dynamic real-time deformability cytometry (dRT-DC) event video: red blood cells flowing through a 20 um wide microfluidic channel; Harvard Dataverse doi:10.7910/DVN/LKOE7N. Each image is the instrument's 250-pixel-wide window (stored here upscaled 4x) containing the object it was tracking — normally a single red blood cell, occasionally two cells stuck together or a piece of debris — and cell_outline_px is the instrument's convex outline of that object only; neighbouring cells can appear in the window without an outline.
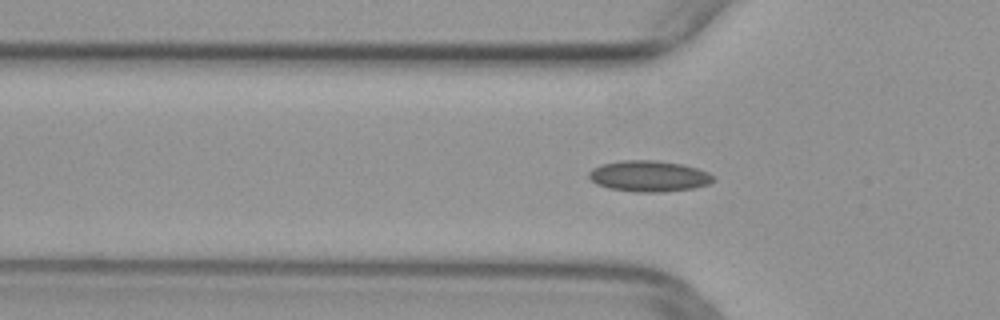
{"species": "common noctule bat (a hibernating species)", "species_latin": "Nyctalus noctula", "temperature_condition": "warm", "stored_images_in_passage": 28, "camera_frame_rate_fps": 3000, "um_per_image_px": 0.085, "animal": {"sex": "female", "body_mass_g": 29.2, "forearm_length_mm": 56.3}, "frame": {"image": 1, "passage_image": 2, "time_ms": 0.333, "image_size_px": [1000, 320], "cell_outline_px": [[716, 180], [708, 184], [696, 188], [664, 192], [636, 192], [608, 188], [596, 184], [588, 176], [588, 172], [592, 168], [600, 164], [620, 160], [656, 160], [680, 164], [696, 168], [708, 172]], "centroid_in_image_um": [55.14, 14.97], "position_along_channel_um": 70.7, "area_um2": 22.66}}
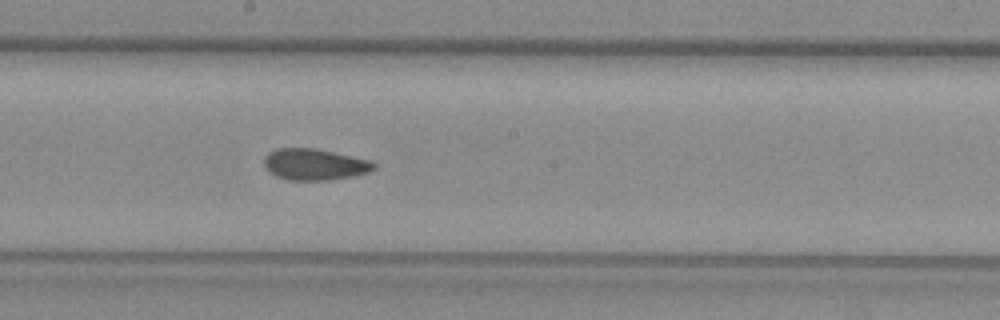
{"frame": {"image": 2, "passage_image": 13, "time_ms": 4.0, "image_size_px": [1000, 320], "cell_outline_px": [[376, 168], [368, 172], [352, 176], [328, 180], [288, 180], [276, 176], [268, 172], [264, 168], [264, 156], [268, 152], [276, 148], [316, 148], [372, 160], [376, 164]], "centroid_in_image_um": [26.72, 13.97], "position_along_channel_um": 221.5, "area_um2": 20.35}}
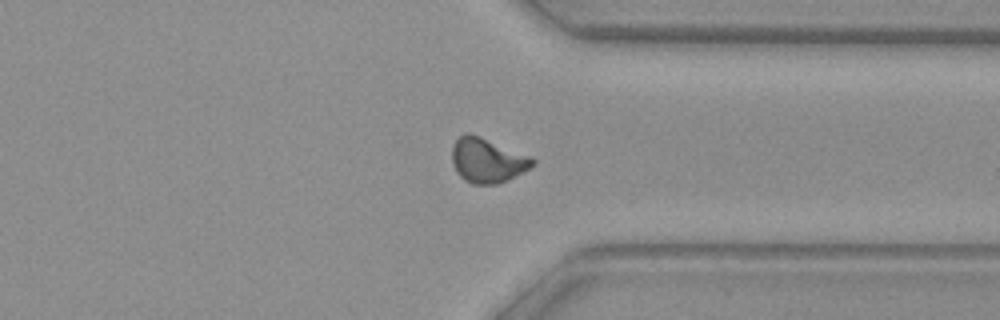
{"frame": {"image": 3, "passage_image": 24, "time_ms": 7.667, "image_size_px": [1000, 320], "cell_outline_px": [[536, 164], [508, 180], [496, 184], [472, 184], [464, 180], [456, 172], [452, 164], [452, 144], [464, 132], [468, 132], [480, 136], [532, 156], [536, 160]], "centroid_in_image_um": [41.42, 13.62], "position_along_channel_um": 370.0, "area_um2": 21.21}}